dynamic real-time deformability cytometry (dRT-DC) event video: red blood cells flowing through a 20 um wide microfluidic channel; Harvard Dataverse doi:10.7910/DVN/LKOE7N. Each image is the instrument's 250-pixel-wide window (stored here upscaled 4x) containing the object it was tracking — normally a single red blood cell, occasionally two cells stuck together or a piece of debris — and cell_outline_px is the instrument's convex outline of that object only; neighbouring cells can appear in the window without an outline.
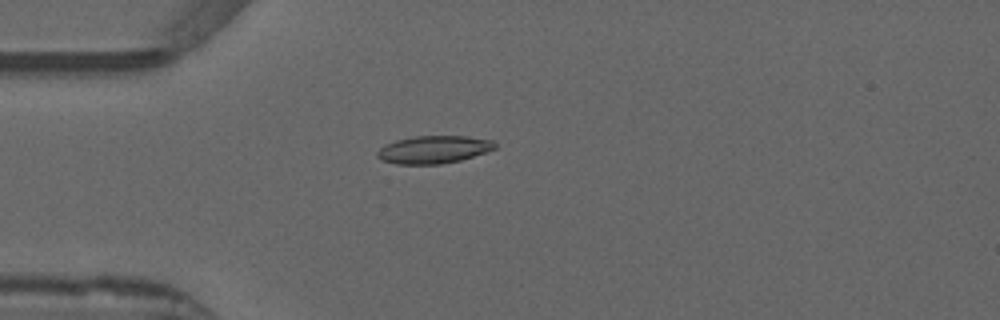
{"species": "common noctule bat (a hibernating species)", "species_latin": "Nyctalus noctula", "temperature_condition": "warm", "stored_images_in_passage": 34, "camera_frame_rate_fps": 3000, "um_per_image_px": 0.085, "animal": {"sex": "male", "forearm_length_mm": 52.5}, "frame": {"image": 1, "passage_image": 2, "time_ms": 0.333, "image_size_px": [1000, 320], "cell_outline_px": [[496, 148], [488, 152], [460, 160], [440, 164], [396, 164], [380, 160], [376, 156], [376, 152], [380, 148], [396, 140], [416, 136], [468, 136], [492, 140], [496, 144]], "centroid_in_image_um": [36.87, 12.71], "position_along_channel_um": 48.1, "area_um2": 19.02}}
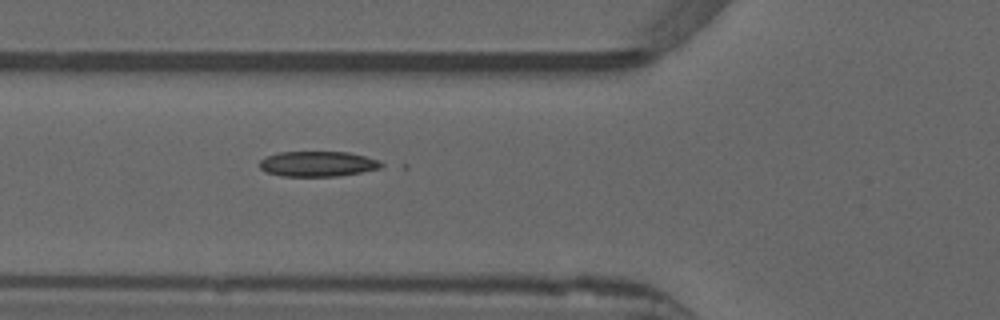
{"frame": {"image": 2, "passage_image": 7, "time_ms": 2.0, "image_size_px": [1000, 320], "cell_outline_px": [[388, 164], [380, 168], [340, 176], [284, 176], [268, 172], [260, 168], [260, 160], [276, 152], [348, 152], [380, 160]], "centroid_in_image_um": [27.06, 13.92], "position_along_channel_um": 98.7, "area_um2": 17.92}}
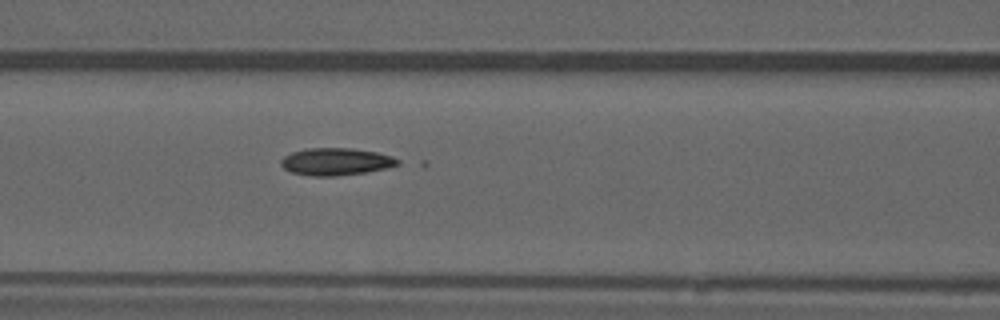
{"frame": {"image": 3, "passage_image": 10, "time_ms": 3.0, "image_size_px": [1000, 320], "cell_outline_px": [[400, 164], [388, 168], [364, 172], [336, 176], [312, 176], [292, 172], [284, 168], [280, 164], [280, 160], [284, 156], [292, 152], [308, 148], [352, 148], [376, 152], [392, 156], [400, 160]], "centroid_in_image_um": [28.56, 13.73], "position_along_channel_um": 138.0, "area_um2": 18.55}, "authors_computed_cell_mechanics": {"area_um2": 18.3226, "velocity_mm_per_s": 3.8697, "shape_relaxation_time_tau1_ms": null, "shape_relaxation_time_tau2_ms": 5.074, "deformation_change_tau1": null, "deformation_change_tau2": 0.099}}